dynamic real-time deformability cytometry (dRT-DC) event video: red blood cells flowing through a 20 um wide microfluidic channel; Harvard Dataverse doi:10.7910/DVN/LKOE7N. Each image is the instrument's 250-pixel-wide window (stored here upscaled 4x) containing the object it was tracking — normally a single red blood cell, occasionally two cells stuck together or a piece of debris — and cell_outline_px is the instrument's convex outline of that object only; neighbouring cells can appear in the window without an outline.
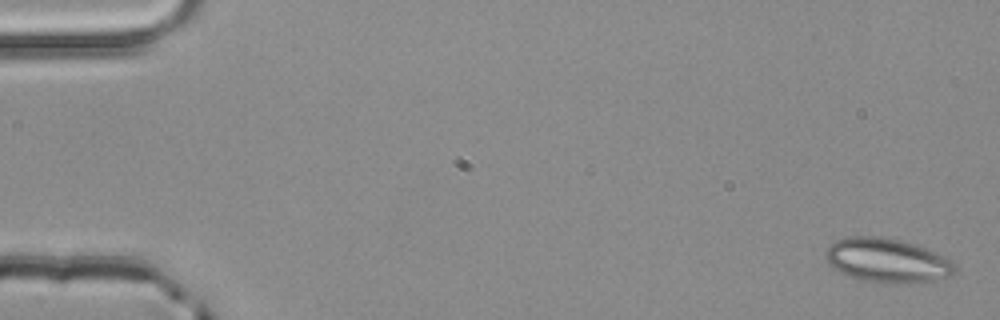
{"species": "common noctule bat (a hibernating species)", "species_latin": "Nyctalus noctula", "temperature_condition": "room temperature", "stored_images_in_passage": 3, "camera_frame_rate_fps": 3000, "um_per_image_px": 0.085, "animal": {"sex": "male", "body_mass_g": 20.4}, "frame": {"image": 1, "passage_image": 1, "time_ms": 0.0, "image_size_px": [1000, 320], "cell_outline_px": [[956, 272], [948, 276], [932, 280], [908, 284], [876, 284], [860, 280], [840, 272], [828, 264], [824, 256], [824, 252], [836, 240], [852, 236], [876, 236], [900, 240], [936, 252], [948, 260], [956, 268]], "centroid_in_image_um": [75.35, 22.17], "position_along_channel_um": 9.6, "area_um2": 33.29}}